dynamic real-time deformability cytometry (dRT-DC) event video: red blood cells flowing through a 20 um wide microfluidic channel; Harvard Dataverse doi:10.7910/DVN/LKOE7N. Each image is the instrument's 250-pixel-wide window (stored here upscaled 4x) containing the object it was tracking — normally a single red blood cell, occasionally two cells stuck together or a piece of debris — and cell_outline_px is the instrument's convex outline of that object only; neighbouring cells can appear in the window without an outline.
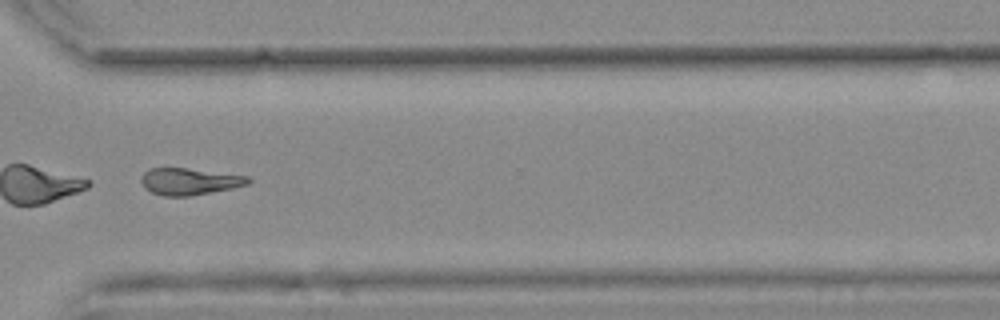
{"species": "common noctule bat (a hibernating species)", "species_latin": "Nyctalus noctula", "temperature_condition": "warm", "stored_images_in_passage": 41, "camera_frame_rate_fps": 3000, "um_per_image_px": 0.085, "animal": {"sex": "female", "body_mass_g": 25.1}, "frame": {"image": 1, "passage_image": 35, "time_ms": 11.333, "image_size_px": [1000, 320], "cell_outline_px": [[252, 180], [248, 184], [232, 188], [188, 196], [164, 196], [152, 192], [144, 188], [140, 180], [140, 176], [148, 168], [188, 168], [248, 176]], "centroid_in_image_um": [16.07, 15.41], "position_along_channel_um": 354.5, "area_um2": 16.7}, "authors_computed_cell_mechanics": {"area_um2": 18.1492, "velocity_mm_per_s": 3.7674, "shape_relaxation_time_tau1_ms": 3.0858, "shape_relaxation_time_tau2_ms": null, "deformation_change_tau1": 0.253, "deformation_change_tau2": null}}